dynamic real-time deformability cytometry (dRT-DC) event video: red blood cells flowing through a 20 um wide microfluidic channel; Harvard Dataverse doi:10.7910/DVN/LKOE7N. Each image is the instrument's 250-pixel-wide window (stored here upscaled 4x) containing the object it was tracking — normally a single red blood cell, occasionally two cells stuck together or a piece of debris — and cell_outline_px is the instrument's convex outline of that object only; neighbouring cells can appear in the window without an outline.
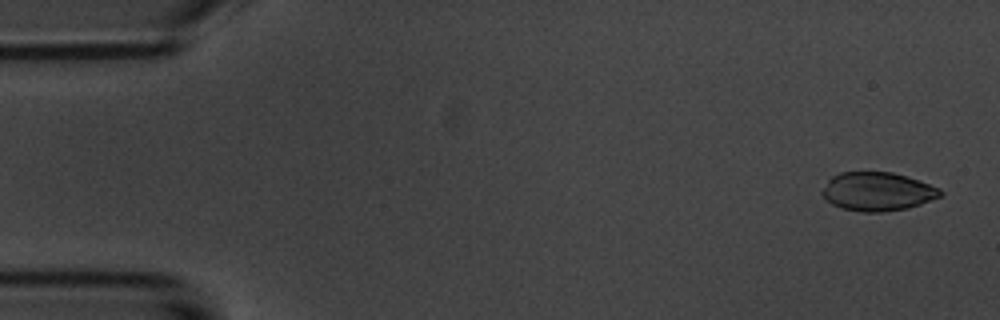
{"species": "common noctule bat (a hibernating species)", "species_latin": "Nyctalus noctula", "temperature_condition": "room temperature", "stored_images_in_passage": 5, "camera_frame_rate_fps": 3000, "um_per_image_px": 0.085, "animal": {"sex": "male", "body_mass_g": 20.1, "forearm_length_mm": 53.5}, "frame": {"image": 1, "passage_image": 1, "time_ms": 0.0, "image_size_px": [1000, 320], "cell_outline_px": [[944, 192], [940, 196], [920, 204], [908, 208], [880, 212], [860, 212], [840, 208], [832, 204], [820, 192], [828, 180], [832, 176], [840, 172], [892, 172], [940, 188]], "centroid_in_image_um": [74.55, 16.29], "position_along_channel_um": 10.5, "area_um2": 26.41}}
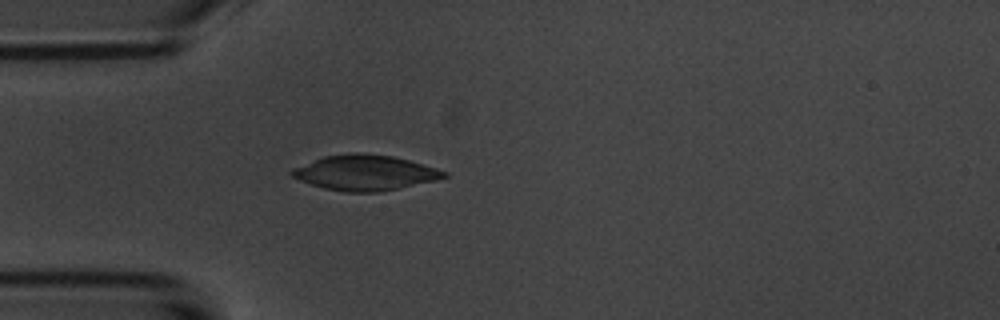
{"frame": {"image": 2, "passage_image": 5, "time_ms": 4.333, "image_size_px": [1000, 320], "cell_outline_px": [[448, 176], [436, 180], [380, 192], [344, 192], [324, 188], [300, 180], [292, 176], [288, 172], [292, 168], [324, 156], [356, 152], [392, 156], [408, 160], [436, 168], [448, 172]], "centroid_in_image_um": [31.01, 14.68], "position_along_channel_um": 54.0, "area_um2": 31.1}}